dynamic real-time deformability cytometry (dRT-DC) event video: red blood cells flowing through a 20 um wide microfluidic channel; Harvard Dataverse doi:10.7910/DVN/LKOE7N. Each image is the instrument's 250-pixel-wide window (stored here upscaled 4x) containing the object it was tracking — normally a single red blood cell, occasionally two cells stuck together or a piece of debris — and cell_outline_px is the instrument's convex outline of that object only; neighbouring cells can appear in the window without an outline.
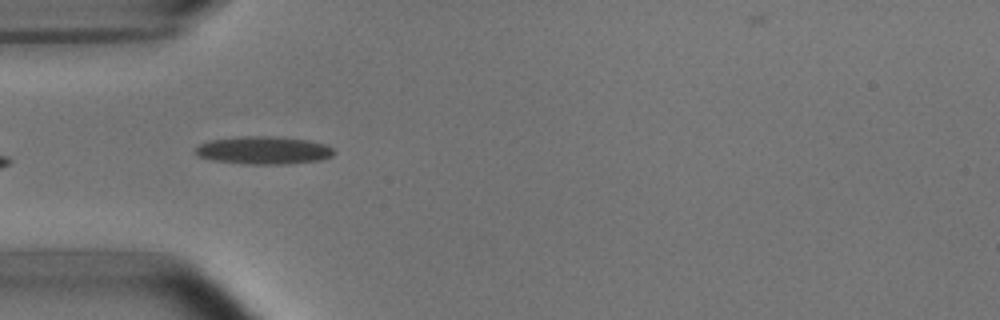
{"species": "common noctule bat (a hibernating species)", "species_latin": "Nyctalus noctula", "temperature_condition": "room temperature", "stored_images_in_passage": 37, "camera_frame_rate_fps": 3000, "um_per_image_px": 0.085, "animal": {"sex": "male", "body_mass_g": 15.6}, "frame": {"image": 1, "passage_image": 1, "time_ms": 0.0, "image_size_px": [1000, 320], "cell_outline_px": [[336, 152], [332, 156], [320, 160], [288, 164], [244, 164], [212, 160], [200, 156], [196, 152], [196, 148], [200, 144], [208, 140], [244, 136], [276, 136], [308, 140], [324, 144], [332, 148]], "centroid_in_image_um": [22.43, 12.77], "position_along_channel_um": 62.6, "area_um2": 22.48}, "authors_computed_cell_mechanics": {"area_um2": 20.9814, "velocity_mm_per_s": 3.7473, "shape_relaxation_time_tau1_ms": 2.1306, "shape_relaxation_time_tau2_ms": 1.6796, "deformation_change_tau1": 0.1018, "deformation_change_tau2": 0.0519}}